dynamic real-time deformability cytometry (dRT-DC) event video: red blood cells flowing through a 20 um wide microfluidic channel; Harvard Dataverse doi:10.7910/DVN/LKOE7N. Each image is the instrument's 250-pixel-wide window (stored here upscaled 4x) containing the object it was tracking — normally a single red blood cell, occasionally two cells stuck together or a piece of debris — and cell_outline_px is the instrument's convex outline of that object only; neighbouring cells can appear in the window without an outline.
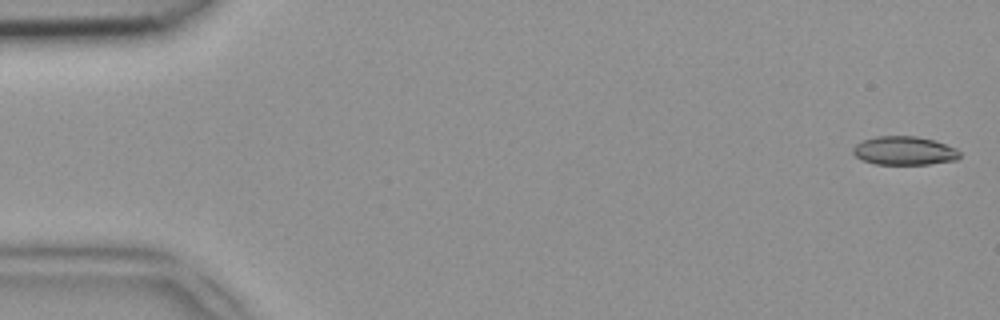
{"species": "common noctule bat (a hibernating species)", "species_latin": "Nyctalus noctula", "temperature_condition": "room temperature", "stored_images_in_passage": 11, "camera_frame_rate_fps": 3000, "um_per_image_px": 0.085, "animal": {"sex": "female", "body_mass_g": 18.4}, "frame": {"image": 1, "passage_image": 1, "time_ms": 0.0, "image_size_px": [1000, 320], "cell_outline_px": [[960, 156], [956, 160], [928, 164], [876, 164], [864, 160], [856, 156], [852, 152], [852, 148], [860, 140], [876, 136], [916, 136], [936, 140], [956, 148], [960, 152]], "centroid_in_image_um": [76.86, 12.79], "position_along_channel_um": 8.1, "area_um2": 17.92}}